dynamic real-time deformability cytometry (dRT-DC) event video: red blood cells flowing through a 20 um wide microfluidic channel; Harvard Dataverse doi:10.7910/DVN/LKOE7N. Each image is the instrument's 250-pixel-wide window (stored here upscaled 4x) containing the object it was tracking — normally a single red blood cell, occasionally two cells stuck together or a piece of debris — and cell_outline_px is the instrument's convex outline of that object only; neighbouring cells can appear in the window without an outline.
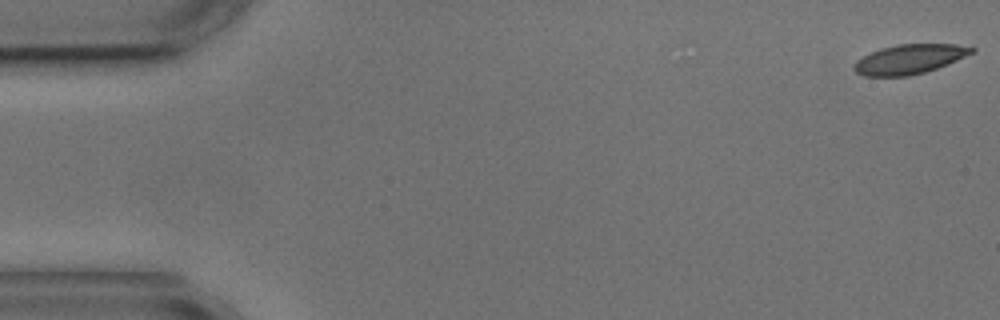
{"species": "common noctule bat (a hibernating species)", "species_latin": "Nyctalus noctula", "temperature_condition": "cold", "stored_images_in_passage": 5, "camera_frame_rate_fps": 3000, "um_per_image_px": 0.085, "animal": {"sex": "male", "body_mass_g": 17.9, "forearm_length_mm": 54.2}, "frame": {"image": 1, "passage_image": 1, "time_ms": 0.0, "image_size_px": [1000, 320], "cell_outline_px": [[976, 52], [948, 64], [924, 72], [908, 76], [864, 76], [856, 72], [852, 68], [856, 60], [880, 48], [900, 44], [956, 44], [976, 48]], "centroid_in_image_um": [77.32, 5.02], "position_along_channel_um": 7.7, "area_um2": 20.23}}
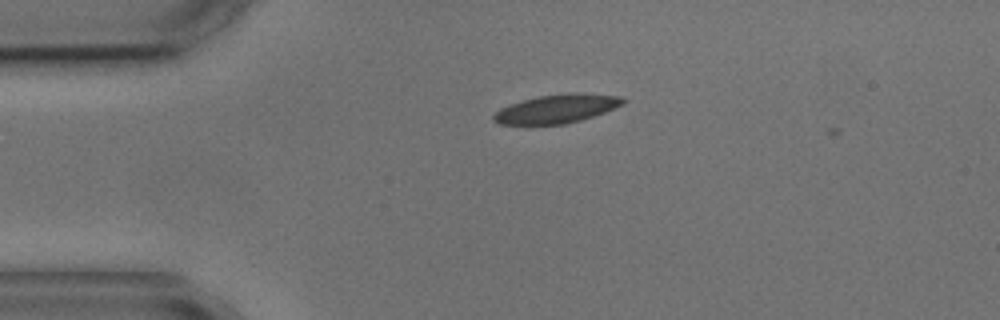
{"frame": {"image": 2, "passage_image": 4, "time_ms": 3.667, "image_size_px": [1000, 320], "cell_outline_px": [[628, 100], [624, 104], [604, 112], [580, 120], [564, 124], [500, 124], [492, 120], [492, 116], [500, 108], [508, 104], [540, 96], [568, 92], [576, 92], [620, 96]], "centroid_in_image_um": [47.33, 9.23], "position_along_channel_um": 37.7, "area_um2": 21.56}}